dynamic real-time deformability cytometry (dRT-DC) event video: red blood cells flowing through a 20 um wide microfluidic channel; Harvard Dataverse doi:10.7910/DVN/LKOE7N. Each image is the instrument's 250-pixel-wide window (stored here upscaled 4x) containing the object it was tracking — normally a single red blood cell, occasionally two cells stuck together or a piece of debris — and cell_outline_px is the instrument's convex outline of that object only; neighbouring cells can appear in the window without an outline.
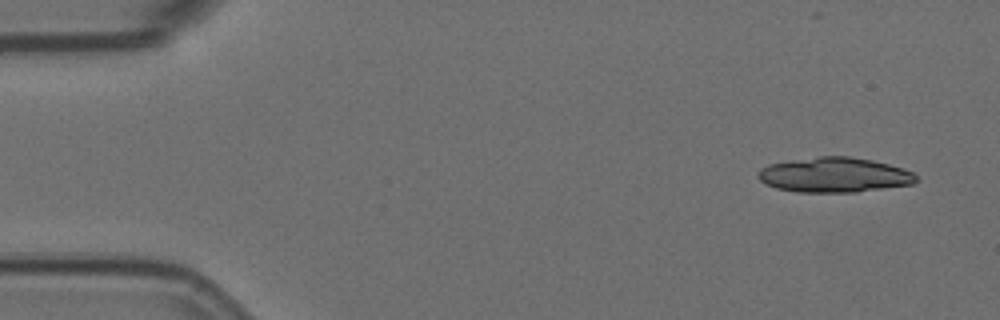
{"species": "Egyptian fruit bat (a non-hibernating species)", "species_latin": "Rousettus aegyptiacus", "temperature_condition": "room temperature", "stored_images_in_passage": 6, "camera_frame_rate_fps": 3000, "um_per_image_px": 0.085, "animal": {"sex": "female"}, "frame": {"image": 1, "passage_image": 1, "time_ms": 0.0, "image_size_px": [1000, 320], "cell_outline_px": [[916, 180], [912, 184], [856, 192], [796, 192], [776, 188], [760, 180], [756, 176], [756, 172], [760, 168], [768, 164], [792, 160], [820, 156], [848, 156], [872, 160], [904, 168], [912, 172], [916, 176]], "centroid_in_image_um": [70.88, 14.86], "position_along_channel_um": 14.1, "area_um2": 32.14}}
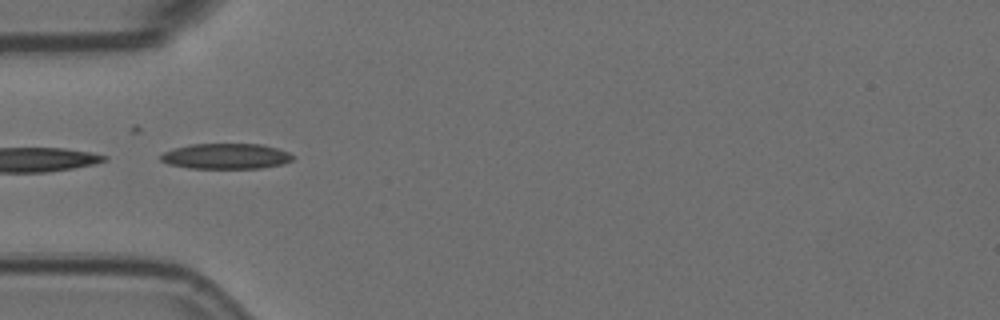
{"frame": {"image": 2, "passage_image": 5, "time_ms": 1.333, "image_size_px": [1000, 320], "cell_outline_px": [[292, 160], [284, 164], [260, 168], [188, 168], [168, 164], [160, 160], [160, 156], [164, 152], [172, 148], [188, 144], [264, 144], [288, 152], [292, 156]], "centroid_in_image_um": [19.17, 13.27], "position_along_channel_um": 65.8, "area_um2": 19.71}}